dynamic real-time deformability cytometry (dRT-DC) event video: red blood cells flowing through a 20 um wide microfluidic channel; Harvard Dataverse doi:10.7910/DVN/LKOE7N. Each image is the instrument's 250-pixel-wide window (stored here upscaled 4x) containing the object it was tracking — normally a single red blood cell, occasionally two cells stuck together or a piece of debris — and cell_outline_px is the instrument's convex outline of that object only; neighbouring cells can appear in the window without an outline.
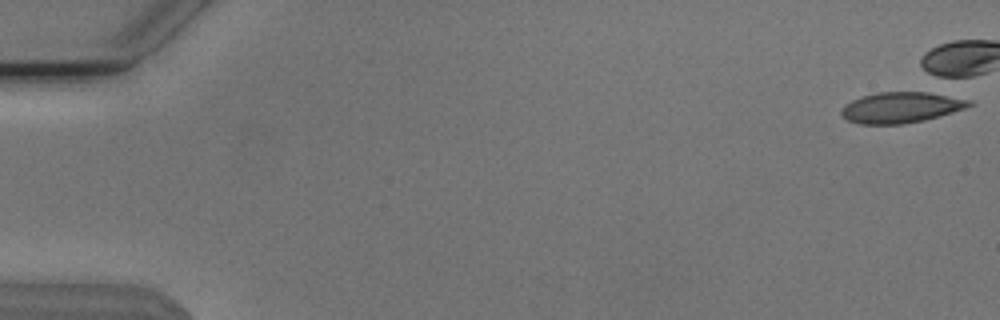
{"species": "Egyptian fruit bat (a non-hibernating species)", "species_latin": "Rousettus aegyptiacus", "temperature_condition": "cold", "stored_images_in_passage": 4, "camera_frame_rate_fps": 3000, "um_per_image_px": 0.085, "animal": {"sex": "male"}, "frame": {"image": 1, "passage_image": 1, "time_ms": 0.0, "image_size_px": [1000, 320], "cell_outline_px": [[976, 104], [940, 116], [924, 120], [904, 124], [860, 124], [848, 120], [840, 116], [840, 108], [844, 104], [860, 96], [876, 92], [936, 92], [972, 100]], "centroid_in_image_um": [76.59, 9.12], "position_along_channel_um": 8.4, "area_um2": 23.41}}